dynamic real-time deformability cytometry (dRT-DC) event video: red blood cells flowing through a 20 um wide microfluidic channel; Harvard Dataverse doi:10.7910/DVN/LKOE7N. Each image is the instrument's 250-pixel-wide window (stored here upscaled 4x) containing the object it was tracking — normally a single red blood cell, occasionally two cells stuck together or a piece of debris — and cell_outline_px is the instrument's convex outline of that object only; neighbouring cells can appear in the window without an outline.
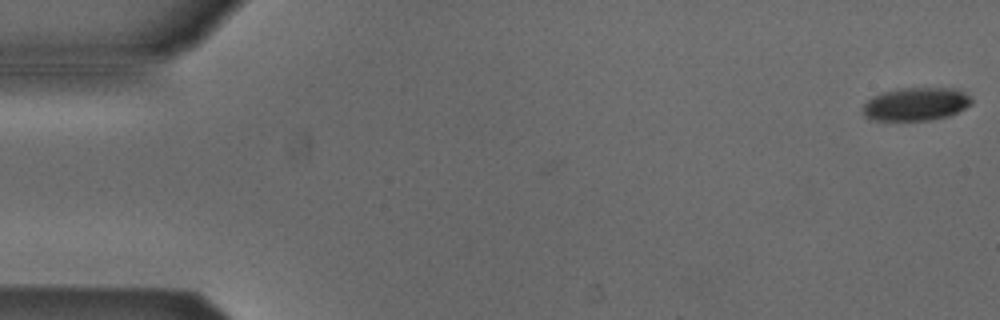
{"species": "Egyptian fruit bat (a non-hibernating species)", "species_latin": "Rousettus aegyptiacus", "temperature_condition": "cold", "stored_images_in_passage": 2, "camera_frame_rate_fps": 3000, "um_per_image_px": 0.085, "animal": {"sex": "male"}, "frame": {"image": 1, "passage_image": 2, "time_ms": 0.333, "image_size_px": [1000, 320], "cell_outline_px": [[972, 104], [948, 116], [928, 120], [876, 120], [864, 116], [864, 104], [872, 96], [884, 92], [900, 88], [956, 88], [972, 96]], "centroid_in_image_um": [77.89, 8.83], "position_along_channel_um": 7.1, "area_um2": 20.87}}